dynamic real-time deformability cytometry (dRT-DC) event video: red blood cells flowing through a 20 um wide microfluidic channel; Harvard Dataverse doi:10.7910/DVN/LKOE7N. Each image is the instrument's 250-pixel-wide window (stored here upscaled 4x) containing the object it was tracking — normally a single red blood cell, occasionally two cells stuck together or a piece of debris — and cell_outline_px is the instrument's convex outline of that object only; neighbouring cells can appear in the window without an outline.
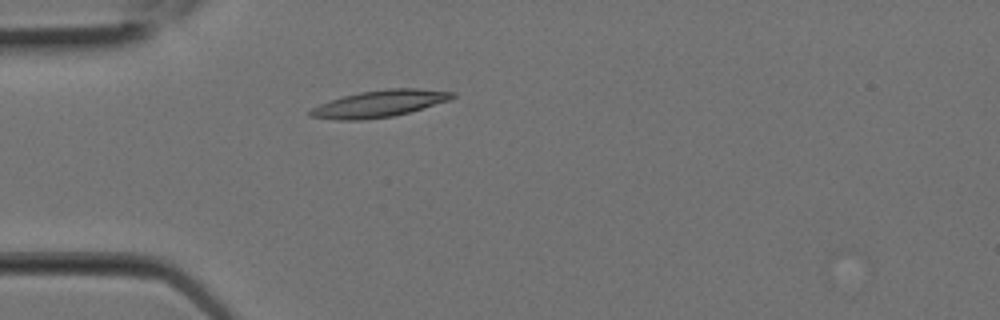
{"species": "Egyptian fruit bat (a non-hibernating species)", "species_latin": "Rousettus aegyptiacus", "temperature_condition": "room temperature", "stored_images_in_passage": 9, "camera_frame_rate_fps": 3000, "um_per_image_px": 0.085, "animal": {"sex": "female"}, "frame": {"image": 1, "passage_image": 6, "time_ms": 1.667, "image_size_px": [1000, 320], "cell_outline_px": [[456, 96], [452, 100], [408, 112], [392, 116], [360, 120], [336, 120], [308, 116], [308, 112], [312, 108], [320, 104], [344, 96], [360, 92], [388, 88], [420, 88], [456, 92]], "centroid_in_image_um": [32.3, 8.8], "position_along_channel_um": 52.7, "area_um2": 22.2}}
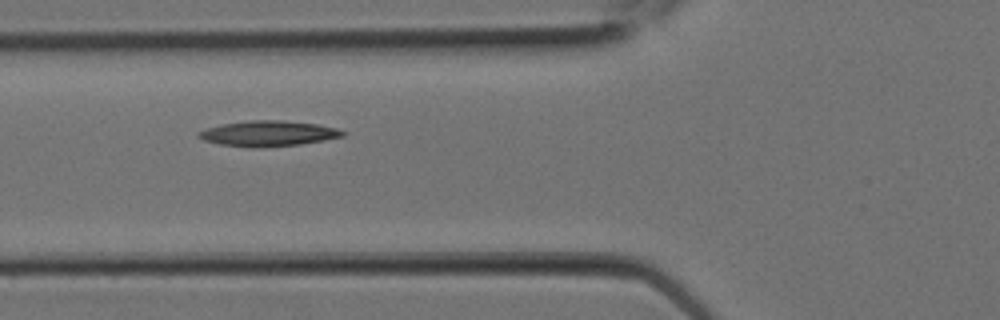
{"frame": {"image": 2, "passage_image": 8, "time_ms": 2.333, "image_size_px": [1000, 320], "cell_outline_px": [[344, 136], [324, 140], [300, 144], [264, 148], [252, 148], [220, 144], [204, 140], [196, 136], [196, 132], [220, 124], [252, 120], [284, 120], [316, 124], [336, 128], [344, 132]], "centroid_in_image_um": [22.76, 11.35], "position_along_channel_um": 103.0, "area_um2": 21.44}}
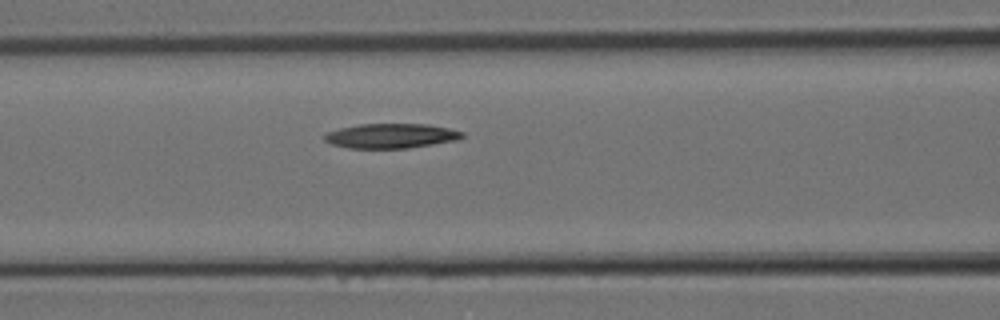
{"frame": {"image": 3, "passage_image": 9, "time_ms": 2.667, "image_size_px": [1000, 320], "cell_outline_px": [[464, 136], [456, 140], [408, 148], [348, 148], [332, 144], [324, 140], [324, 132], [340, 128], [360, 124], [428, 124], [448, 128], [464, 132]], "centroid_in_image_um": [33.21, 11.54], "position_along_channel_um": 133.4, "area_um2": 19.77}}